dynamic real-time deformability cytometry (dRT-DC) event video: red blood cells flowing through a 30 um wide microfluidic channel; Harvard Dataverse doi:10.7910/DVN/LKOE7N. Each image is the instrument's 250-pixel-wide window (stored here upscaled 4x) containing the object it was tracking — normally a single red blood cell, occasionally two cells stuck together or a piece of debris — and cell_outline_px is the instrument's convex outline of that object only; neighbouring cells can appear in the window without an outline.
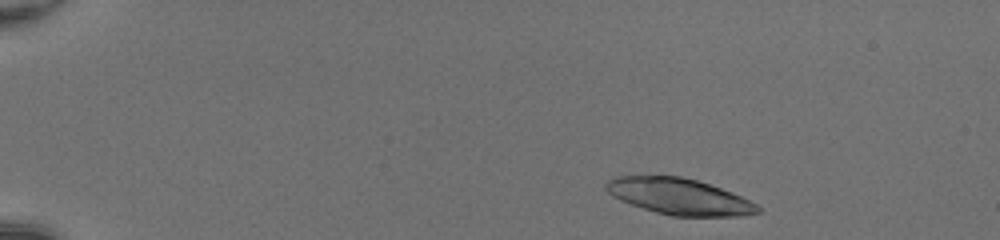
{"species": "common noctule bat (a hibernating species)", "species_latin": "Nyctalus noctula", "temperature_condition": "room temperature", "stored_images_in_passage": 45, "camera_frame_rate_fps": 3000, "um_per_image_px": 0.085, "animal": {"sex": "female", "body_mass_g": 20.0, "forearm_length_mm": 54.0}, "frame": {"image": 1, "passage_image": 3, "time_ms": 0.667, "image_size_px": [1000, 240], "cell_outline_px": [[760, 212], [744, 216], [672, 216], [656, 212], [620, 200], [612, 196], [604, 188], [604, 184], [612, 176], [680, 176], [696, 180], [732, 192], [756, 204], [760, 208]], "centroid_in_image_um": [57.7, 16.7], "position_along_channel_um": 27.3, "area_um2": 31.85}}